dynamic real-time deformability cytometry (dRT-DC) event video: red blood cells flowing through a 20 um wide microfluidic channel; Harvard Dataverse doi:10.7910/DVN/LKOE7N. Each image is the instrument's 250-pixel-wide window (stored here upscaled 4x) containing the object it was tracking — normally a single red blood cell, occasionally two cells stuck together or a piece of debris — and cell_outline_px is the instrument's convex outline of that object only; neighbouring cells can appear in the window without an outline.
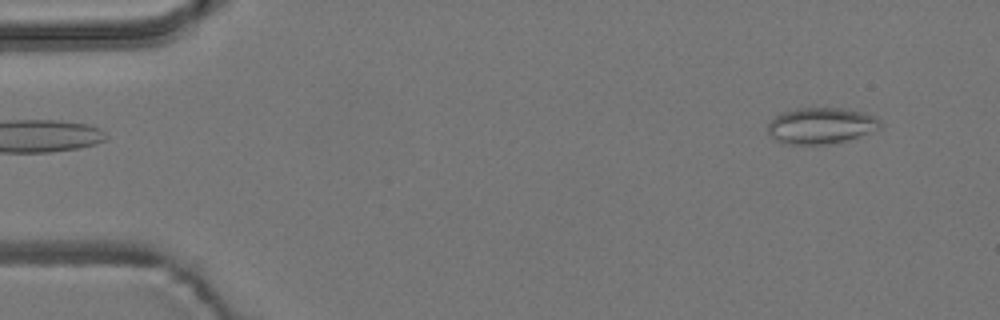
{"species": "common noctule bat (a hibernating species)", "species_latin": "Nyctalus noctula", "temperature_condition": "room temperature", "stored_images_in_passage": 5, "camera_frame_rate_fps": 3000, "um_per_image_px": 0.085, "animal": {"sex": "male", "body_mass_g": 19.2, "forearm_length_mm": 51.8}, "frame": {"image": 1, "passage_image": 5, "time_ms": 5.333, "image_size_px": [1000, 320], "cell_outline_px": [[884, 124], [880, 128], [848, 140], [832, 144], [784, 144], [776, 140], [768, 132], [768, 124], [780, 112], [796, 108], [844, 108], [864, 112], [876, 116]], "centroid_in_image_um": [69.81, 10.67], "position_along_channel_um": 15.2, "area_um2": 23.93}}